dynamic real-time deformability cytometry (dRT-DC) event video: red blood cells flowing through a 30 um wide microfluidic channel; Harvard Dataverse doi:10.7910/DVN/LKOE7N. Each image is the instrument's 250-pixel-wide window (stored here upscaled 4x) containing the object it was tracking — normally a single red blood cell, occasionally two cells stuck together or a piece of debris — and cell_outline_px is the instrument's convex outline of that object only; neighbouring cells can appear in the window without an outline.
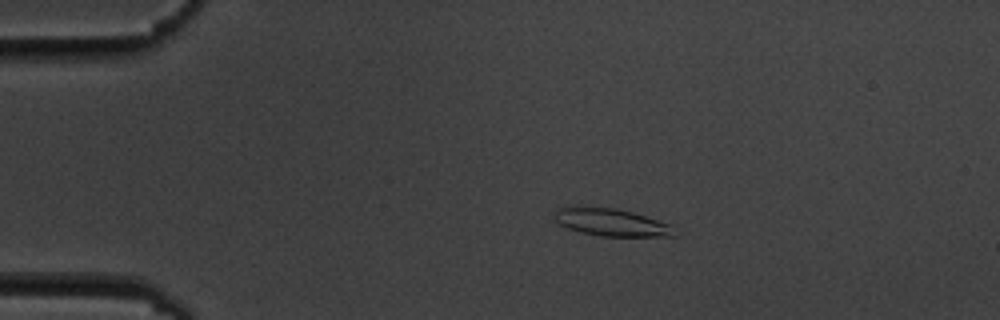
{"species": "common noctule bat (a hibernating species)", "species_latin": "Nyctalus noctula", "temperature_condition": "cold", "stored_images_in_passage": 9, "camera_frame_rate_fps": 3000, "um_per_image_px": 0.085, "animal": {"sex": "male", "body_mass_g": 19.5, "forearm_length_mm": 54.6}, "frame": {"image": 1, "passage_image": 4, "time_ms": 3.333, "image_size_px": [1000, 320], "cell_outline_px": [[676, 236], [600, 236], [580, 232], [556, 224], [552, 220], [552, 216], [556, 208], [616, 208], [632, 212], [672, 224]], "centroid_in_image_um": [51.94, 18.92], "position_along_channel_um": 33.1, "area_um2": 19.13}}
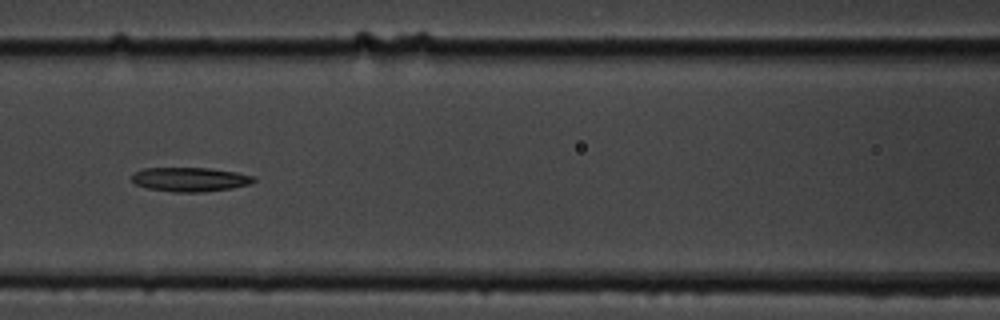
{"frame": {"image": 2, "passage_image": 8, "time_ms": 8.0, "image_size_px": [1000, 320], "cell_outline_px": [[256, 180], [248, 184], [232, 188], [200, 192], [172, 192], [148, 188], [136, 184], [132, 180], [132, 176], [136, 172], [144, 168], [208, 168], [236, 172], [252, 176]], "centroid_in_image_um": [16.14, 15.25], "position_along_channel_um": 150.5, "area_um2": 16.94}}
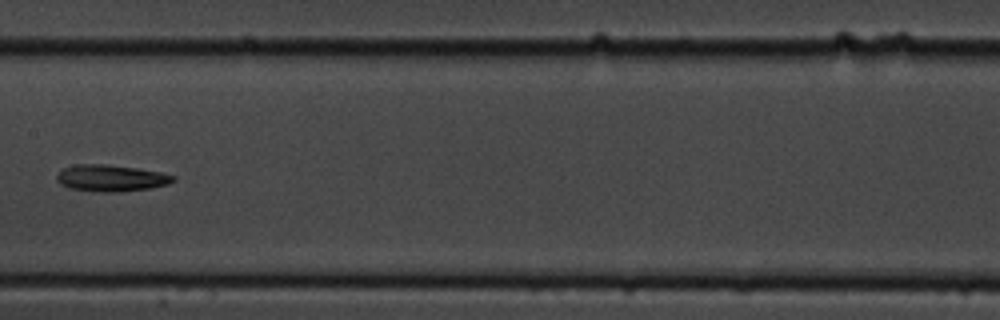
{"frame": {"image": 3, "passage_image": 9, "time_ms": 9.333, "image_size_px": [1000, 320], "cell_outline_px": [[176, 180], [168, 184], [152, 188], [120, 192], [100, 192], [68, 188], [60, 184], [56, 180], [56, 176], [64, 168], [76, 164], [108, 164], [136, 168], [160, 172], [176, 176]], "centroid_in_image_um": [9.45, 15.14], "position_along_channel_um": 198.0, "area_um2": 18.21}}